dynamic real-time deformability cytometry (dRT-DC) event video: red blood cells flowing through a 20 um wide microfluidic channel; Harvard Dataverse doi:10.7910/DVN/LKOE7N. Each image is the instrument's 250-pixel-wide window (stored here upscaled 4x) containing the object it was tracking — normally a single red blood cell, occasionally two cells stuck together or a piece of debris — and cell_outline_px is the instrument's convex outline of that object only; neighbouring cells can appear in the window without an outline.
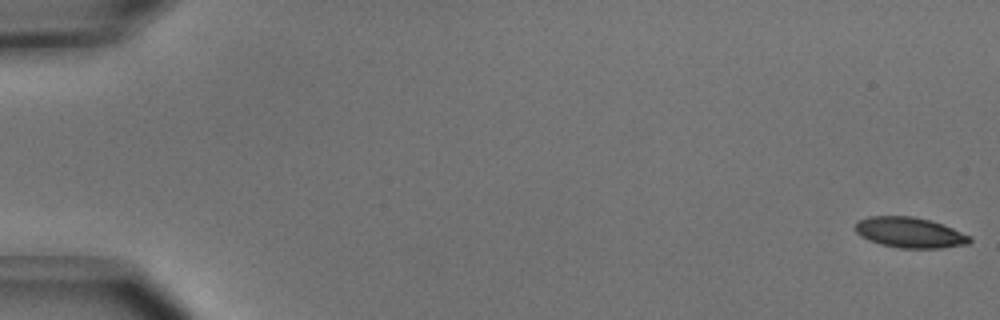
{"species": "common noctule bat (a hibernating species)", "species_latin": "Nyctalus noctula", "temperature_condition": "cold", "stored_images_in_passage": 52, "camera_frame_rate_fps": 3000, "um_per_image_px": 0.085, "animal": {"sex": "male", "body_mass_g": 15.6}, "frame": {"image": 1, "passage_image": 1, "time_ms": 0.0, "image_size_px": [1000, 320], "cell_outline_px": [[972, 240], [968, 244], [940, 248], [900, 248], [880, 244], [868, 240], [860, 236], [856, 232], [856, 224], [860, 220], [868, 216], [912, 216], [928, 220], [952, 228], [972, 236]], "centroid_in_image_um": [77.33, 19.77], "position_along_channel_um": 7.7, "area_um2": 20.23}}
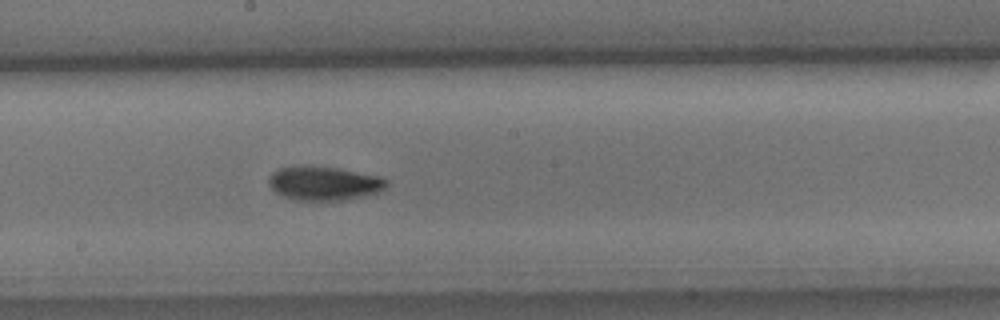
{"frame": {"image": 2, "passage_image": 29, "time_ms": 9.333, "image_size_px": [1000, 320], "cell_outline_px": [[388, 184], [380, 192], [344, 200], [292, 200], [276, 192], [268, 184], [268, 176], [272, 172], [280, 168], [336, 168], [380, 176], [388, 180]], "centroid_in_image_um": [27.57, 15.62], "position_along_channel_um": 220.6, "area_um2": 22.72}}
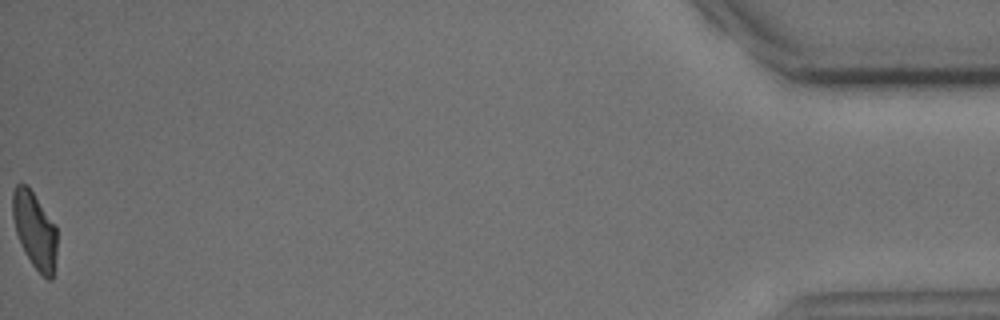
{"frame": {"image": 3, "passage_image": 52, "time_ms": 17.0, "image_size_px": [1000, 320], "cell_outline_px": [[56, 252], [52, 280], [48, 280], [32, 264], [16, 232], [12, 216], [12, 192], [16, 184], [28, 184], [56, 224]], "centroid_in_image_um": [2.95, 19.48], "position_along_channel_um": 432.2, "area_um2": 19.71}, "authors_computed_cell_mechanics": {"area_um2": 21.4438, "velocity_mm_per_s": 3.9518, "shape_relaxation_time_tau1_ms": 3.199, "shape_relaxation_time_tau2_ms": 7.8652, "deformation_change_tau1": 0.1169, "deformation_change_tau2": 0.1377}}